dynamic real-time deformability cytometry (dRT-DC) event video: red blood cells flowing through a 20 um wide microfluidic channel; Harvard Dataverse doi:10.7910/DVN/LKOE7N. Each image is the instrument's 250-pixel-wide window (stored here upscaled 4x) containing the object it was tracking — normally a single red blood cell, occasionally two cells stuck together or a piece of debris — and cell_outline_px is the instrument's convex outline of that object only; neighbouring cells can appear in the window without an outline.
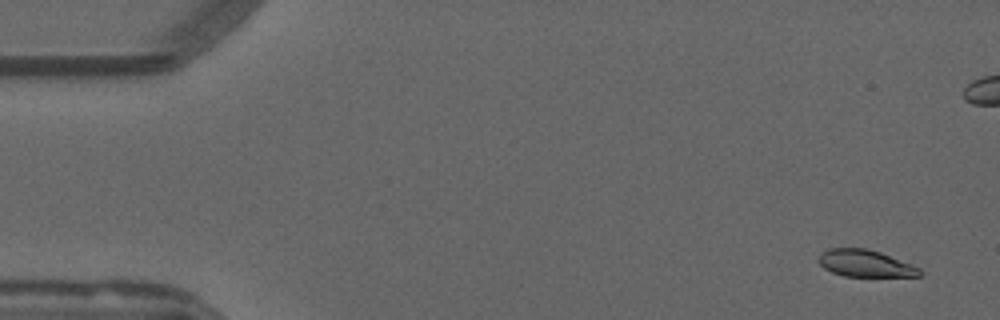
{"species": "common noctule bat (a hibernating species)", "species_latin": "Nyctalus noctula", "temperature_condition": "warm", "stored_images_in_passage": 55, "camera_frame_rate_fps": 3000, "um_per_image_px": 0.085, "animal": {"sex": "male", "forearm_length_mm": 52.5}, "frame": {"image": 1, "passage_image": 3, "time_ms": 0.667, "image_size_px": [1000, 320], "cell_outline_px": [[924, 272], [920, 276], [844, 276], [832, 272], [824, 268], [816, 260], [820, 252], [828, 248], [868, 248], [880, 252], [920, 268]], "centroid_in_image_um": [73.51, 22.38], "position_along_channel_um": 11.5, "area_um2": 15.95}}
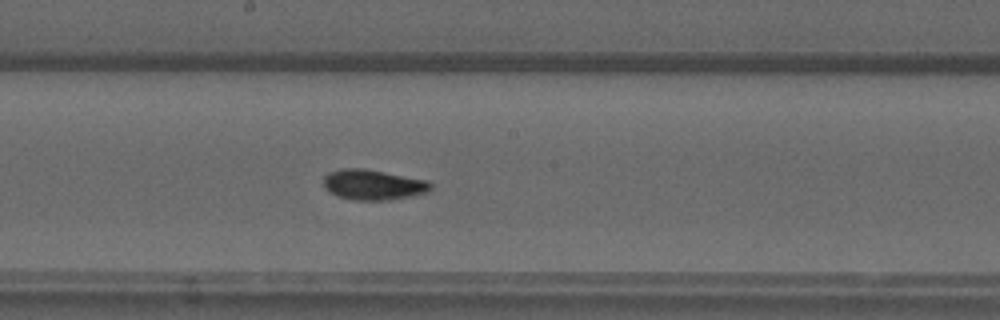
{"frame": {"image": 2, "passage_image": 29, "time_ms": 9.333, "image_size_px": [1000, 320], "cell_outline_px": [[432, 188], [428, 192], [392, 200], [356, 200], [336, 196], [324, 188], [324, 176], [328, 172], [340, 168], [364, 168], [428, 180], [432, 184]], "centroid_in_image_um": [31.71, 15.69], "position_along_channel_um": 216.5, "area_um2": 19.13}}
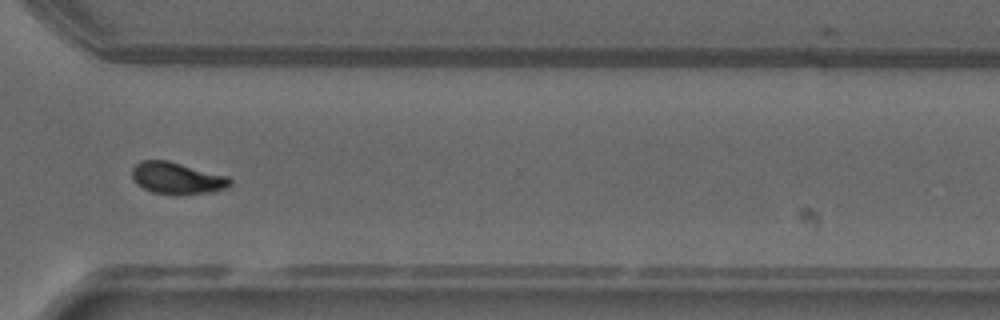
{"frame": {"image": 3, "passage_image": 40, "time_ms": 13.0, "image_size_px": [1000, 320], "cell_outline_px": [[232, 184], [224, 188], [212, 192], [176, 196], [152, 192], [136, 184], [132, 180], [132, 168], [140, 160], [168, 160], [228, 176], [232, 180]], "centroid_in_image_um": [15.03, 15.15], "position_along_channel_um": 355.6, "area_um2": 18.5}, "authors_computed_cell_mechanics": {"area_um2": 17.7446, "velocity_mm_per_s": 3.8028, "shape_relaxation_time_tau1_ms": 11.043, "shape_relaxation_time_tau2_ms": 1.6052, "deformation_change_tau1": 0.2698, "deformation_change_tau2": 0.0626}}